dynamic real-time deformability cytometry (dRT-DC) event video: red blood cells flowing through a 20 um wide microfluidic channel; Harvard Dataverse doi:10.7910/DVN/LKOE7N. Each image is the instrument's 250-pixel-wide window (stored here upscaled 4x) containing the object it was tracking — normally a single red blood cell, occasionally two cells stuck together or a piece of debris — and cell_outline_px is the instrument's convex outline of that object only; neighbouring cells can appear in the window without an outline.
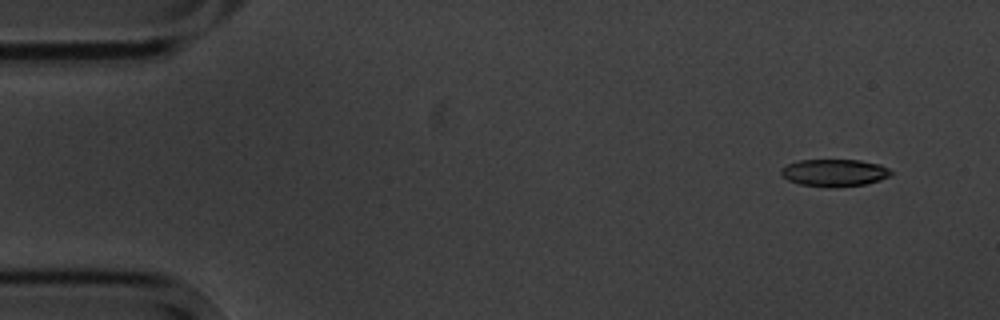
{"species": "common noctule bat (a hibernating species)", "species_latin": "Nyctalus noctula", "temperature_condition": "cold", "stored_images_in_passage": 5, "camera_frame_rate_fps": 3000, "um_per_image_px": 0.085, "animal": {"sex": "male", "body_mass_g": 20.1, "forearm_length_mm": 53.5}, "frame": {"image": 1, "passage_image": 1, "time_ms": 0.0, "image_size_px": [1000, 320], "cell_outline_px": [[892, 176], [880, 180], [864, 184], [836, 188], [828, 188], [800, 184], [788, 180], [780, 176], [780, 168], [788, 164], [800, 160], [860, 160], [880, 164], [888, 168], [892, 172]], "centroid_in_image_um": [70.91, 14.69], "position_along_channel_um": 14.1, "area_um2": 17.74}}
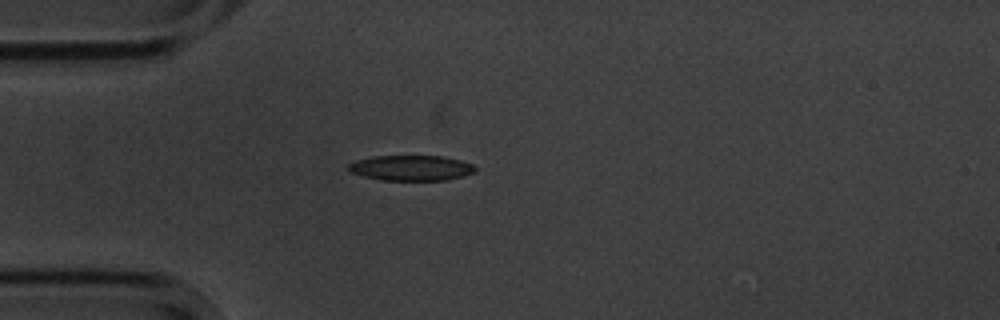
{"frame": {"image": 2, "passage_image": 4, "time_ms": 3.667, "image_size_px": [1000, 320], "cell_outline_px": [[476, 172], [464, 176], [444, 180], [384, 180], [364, 176], [348, 172], [348, 164], [356, 160], [372, 156], [440, 156], [460, 160], [472, 164], [476, 168]], "centroid_in_image_um": [34.94, 14.27], "position_along_channel_um": 50.1, "area_um2": 18.73}}